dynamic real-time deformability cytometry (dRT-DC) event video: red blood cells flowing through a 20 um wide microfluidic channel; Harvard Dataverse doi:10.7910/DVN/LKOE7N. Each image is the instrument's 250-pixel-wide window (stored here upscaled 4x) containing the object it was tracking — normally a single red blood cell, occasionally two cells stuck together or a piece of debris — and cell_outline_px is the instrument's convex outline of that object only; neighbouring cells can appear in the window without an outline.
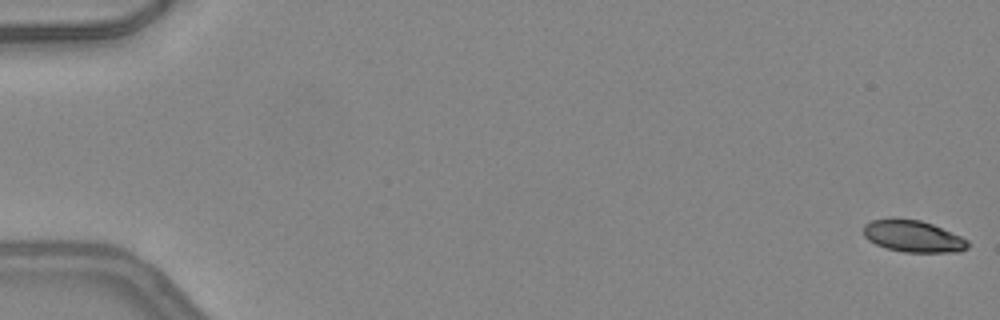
{"species": "common noctule bat (a hibernating species)", "species_latin": "Nyctalus noctula", "temperature_condition": "warm", "stored_images_in_passage": 10, "camera_frame_rate_fps": 3000, "um_per_image_px": 0.085, "animal": {"sex": "female", "body_mass_g": 24.6, "forearm_length_mm": 56.2}, "frame": {"image": 1, "passage_image": 1, "time_ms": 0.0, "image_size_px": [1000, 320], "cell_outline_px": [[968, 248], [960, 252], [904, 252], [888, 248], [876, 244], [868, 240], [864, 236], [864, 224], [872, 220], [920, 220], [932, 224], [960, 236], [968, 240]], "centroid_in_image_um": [77.64, 20.11], "position_along_channel_um": 7.4, "area_um2": 18.84}}